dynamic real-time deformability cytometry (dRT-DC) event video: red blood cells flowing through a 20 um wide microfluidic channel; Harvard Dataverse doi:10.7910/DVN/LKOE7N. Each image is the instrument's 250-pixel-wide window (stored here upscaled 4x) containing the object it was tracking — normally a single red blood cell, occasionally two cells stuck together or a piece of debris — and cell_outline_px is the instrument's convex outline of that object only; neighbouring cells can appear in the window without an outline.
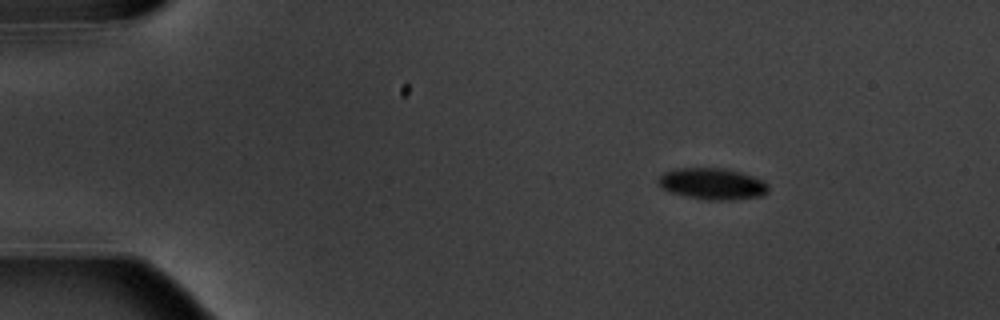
{"species": "common noctule bat (a hibernating species)", "species_latin": "Nyctalus noctula", "temperature_condition": "warm", "stored_images_in_passage": 9, "camera_frame_rate_fps": 3000, "um_per_image_px": 0.085, "animal": {"sex": "male", "body_mass_g": 20.1, "forearm_length_mm": 53.5}, "frame": {"image": 1, "passage_image": 2, "time_ms": 1.333, "image_size_px": [1000, 320], "cell_outline_px": [[768, 192], [764, 196], [732, 200], [708, 200], [684, 196], [668, 192], [656, 180], [664, 172], [676, 168], [724, 168], [740, 172], [764, 180], [768, 184]], "centroid_in_image_um": [60.57, 15.63], "position_along_channel_um": 24.4, "area_um2": 20.35}}